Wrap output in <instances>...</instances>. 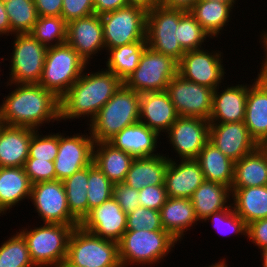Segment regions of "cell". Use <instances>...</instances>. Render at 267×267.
<instances>
[{"mask_svg":"<svg viewBox=\"0 0 267 267\" xmlns=\"http://www.w3.org/2000/svg\"><path fill=\"white\" fill-rule=\"evenodd\" d=\"M9 93L0 103V122L8 126L41 130L60 123V99L39 84L6 83ZM51 122V123H50Z\"/></svg>","mask_w":267,"mask_h":267,"instance_id":"1","label":"cell"},{"mask_svg":"<svg viewBox=\"0 0 267 267\" xmlns=\"http://www.w3.org/2000/svg\"><path fill=\"white\" fill-rule=\"evenodd\" d=\"M100 67L95 72L86 67L80 78L60 98L61 123L87 117L85 124L88 125L121 87L123 82L113 72Z\"/></svg>","mask_w":267,"mask_h":267,"instance_id":"2","label":"cell"},{"mask_svg":"<svg viewBox=\"0 0 267 267\" xmlns=\"http://www.w3.org/2000/svg\"><path fill=\"white\" fill-rule=\"evenodd\" d=\"M178 243L166 230H126L118 241L120 263L122 267L158 265Z\"/></svg>","mask_w":267,"mask_h":267,"instance_id":"3","label":"cell"},{"mask_svg":"<svg viewBox=\"0 0 267 267\" xmlns=\"http://www.w3.org/2000/svg\"><path fill=\"white\" fill-rule=\"evenodd\" d=\"M140 94L124 83L87 125L95 143L108 142L125 127L139 121Z\"/></svg>","mask_w":267,"mask_h":267,"instance_id":"4","label":"cell"},{"mask_svg":"<svg viewBox=\"0 0 267 267\" xmlns=\"http://www.w3.org/2000/svg\"><path fill=\"white\" fill-rule=\"evenodd\" d=\"M19 229L26 241L35 267H57L66 259L68 242L75 227L58 223H42ZM28 227V228H27Z\"/></svg>","mask_w":267,"mask_h":267,"instance_id":"5","label":"cell"},{"mask_svg":"<svg viewBox=\"0 0 267 267\" xmlns=\"http://www.w3.org/2000/svg\"><path fill=\"white\" fill-rule=\"evenodd\" d=\"M88 63L66 42L47 49L39 85L59 99L80 78Z\"/></svg>","mask_w":267,"mask_h":267,"instance_id":"6","label":"cell"},{"mask_svg":"<svg viewBox=\"0 0 267 267\" xmlns=\"http://www.w3.org/2000/svg\"><path fill=\"white\" fill-rule=\"evenodd\" d=\"M66 260L77 267H122L118 242L96 236L81 226L70 235Z\"/></svg>","mask_w":267,"mask_h":267,"instance_id":"7","label":"cell"},{"mask_svg":"<svg viewBox=\"0 0 267 267\" xmlns=\"http://www.w3.org/2000/svg\"><path fill=\"white\" fill-rule=\"evenodd\" d=\"M9 61V76L6 83L38 84L44 67L48 47L41 44L31 33L14 34Z\"/></svg>","mask_w":267,"mask_h":267,"instance_id":"8","label":"cell"},{"mask_svg":"<svg viewBox=\"0 0 267 267\" xmlns=\"http://www.w3.org/2000/svg\"><path fill=\"white\" fill-rule=\"evenodd\" d=\"M177 73L176 60L147 46L138 67L124 84L139 94L166 91L167 85Z\"/></svg>","mask_w":267,"mask_h":267,"instance_id":"9","label":"cell"},{"mask_svg":"<svg viewBox=\"0 0 267 267\" xmlns=\"http://www.w3.org/2000/svg\"><path fill=\"white\" fill-rule=\"evenodd\" d=\"M186 11L170 9L161 4L147 11L146 43L156 52L179 62L186 53L178 42V23Z\"/></svg>","mask_w":267,"mask_h":267,"instance_id":"10","label":"cell"},{"mask_svg":"<svg viewBox=\"0 0 267 267\" xmlns=\"http://www.w3.org/2000/svg\"><path fill=\"white\" fill-rule=\"evenodd\" d=\"M146 15L145 9L131 5L102 14L105 52L117 46L146 40Z\"/></svg>","mask_w":267,"mask_h":267,"instance_id":"11","label":"cell"},{"mask_svg":"<svg viewBox=\"0 0 267 267\" xmlns=\"http://www.w3.org/2000/svg\"><path fill=\"white\" fill-rule=\"evenodd\" d=\"M204 49L187 51L178 62V74L188 81L215 90L226 79L228 70L224 67V54L219 49Z\"/></svg>","mask_w":267,"mask_h":267,"instance_id":"12","label":"cell"},{"mask_svg":"<svg viewBox=\"0 0 267 267\" xmlns=\"http://www.w3.org/2000/svg\"><path fill=\"white\" fill-rule=\"evenodd\" d=\"M34 206L39 221L80 226V222L70 213L66 191L61 180L40 182L32 185L29 199Z\"/></svg>","mask_w":267,"mask_h":267,"instance_id":"13","label":"cell"},{"mask_svg":"<svg viewBox=\"0 0 267 267\" xmlns=\"http://www.w3.org/2000/svg\"><path fill=\"white\" fill-rule=\"evenodd\" d=\"M166 92L179 116L209 120L214 89L188 81L177 73Z\"/></svg>","mask_w":267,"mask_h":267,"instance_id":"14","label":"cell"},{"mask_svg":"<svg viewBox=\"0 0 267 267\" xmlns=\"http://www.w3.org/2000/svg\"><path fill=\"white\" fill-rule=\"evenodd\" d=\"M94 139L88 133L58 132V153L54 160L56 180L63 181L93 163Z\"/></svg>","mask_w":267,"mask_h":267,"instance_id":"15","label":"cell"},{"mask_svg":"<svg viewBox=\"0 0 267 267\" xmlns=\"http://www.w3.org/2000/svg\"><path fill=\"white\" fill-rule=\"evenodd\" d=\"M209 120L198 117L179 116L165 134L167 144L177 159H197L199 152L209 141Z\"/></svg>","mask_w":267,"mask_h":267,"instance_id":"16","label":"cell"},{"mask_svg":"<svg viewBox=\"0 0 267 267\" xmlns=\"http://www.w3.org/2000/svg\"><path fill=\"white\" fill-rule=\"evenodd\" d=\"M88 65L105 50L103 24L99 15L71 20L67 23L66 41ZM98 54V55H97Z\"/></svg>","mask_w":267,"mask_h":267,"instance_id":"17","label":"cell"},{"mask_svg":"<svg viewBox=\"0 0 267 267\" xmlns=\"http://www.w3.org/2000/svg\"><path fill=\"white\" fill-rule=\"evenodd\" d=\"M209 141L233 162L260 146L250 135L244 121L210 123Z\"/></svg>","mask_w":267,"mask_h":267,"instance_id":"18","label":"cell"},{"mask_svg":"<svg viewBox=\"0 0 267 267\" xmlns=\"http://www.w3.org/2000/svg\"><path fill=\"white\" fill-rule=\"evenodd\" d=\"M80 226L96 236L118 242L126 231L127 214L111 197L90 210Z\"/></svg>","mask_w":267,"mask_h":267,"instance_id":"19","label":"cell"},{"mask_svg":"<svg viewBox=\"0 0 267 267\" xmlns=\"http://www.w3.org/2000/svg\"><path fill=\"white\" fill-rule=\"evenodd\" d=\"M166 157L170 160L164 180L167 196L190 199L205 180L199 162L196 159L176 160L170 155Z\"/></svg>","mask_w":267,"mask_h":267,"instance_id":"20","label":"cell"},{"mask_svg":"<svg viewBox=\"0 0 267 267\" xmlns=\"http://www.w3.org/2000/svg\"><path fill=\"white\" fill-rule=\"evenodd\" d=\"M225 82L223 86H218L213 92L210 123L244 121L248 83L238 84L240 82H236L235 86L234 84L231 85V83L227 85V80Z\"/></svg>","mask_w":267,"mask_h":267,"instance_id":"21","label":"cell"},{"mask_svg":"<svg viewBox=\"0 0 267 267\" xmlns=\"http://www.w3.org/2000/svg\"><path fill=\"white\" fill-rule=\"evenodd\" d=\"M178 117L166 91L140 94L139 121L160 136H165Z\"/></svg>","mask_w":267,"mask_h":267,"instance_id":"22","label":"cell"},{"mask_svg":"<svg viewBox=\"0 0 267 267\" xmlns=\"http://www.w3.org/2000/svg\"><path fill=\"white\" fill-rule=\"evenodd\" d=\"M161 136L140 121L129 125L108 142L116 149L127 152L134 158L150 157L160 153ZM160 142H159V141ZM159 144V145H158ZM157 152V153H156Z\"/></svg>","mask_w":267,"mask_h":267,"instance_id":"23","label":"cell"},{"mask_svg":"<svg viewBox=\"0 0 267 267\" xmlns=\"http://www.w3.org/2000/svg\"><path fill=\"white\" fill-rule=\"evenodd\" d=\"M244 124L260 146L267 144V84L258 76L248 84Z\"/></svg>","mask_w":267,"mask_h":267,"instance_id":"24","label":"cell"},{"mask_svg":"<svg viewBox=\"0 0 267 267\" xmlns=\"http://www.w3.org/2000/svg\"><path fill=\"white\" fill-rule=\"evenodd\" d=\"M35 131L33 128L0 124V167H24Z\"/></svg>","mask_w":267,"mask_h":267,"instance_id":"25","label":"cell"},{"mask_svg":"<svg viewBox=\"0 0 267 267\" xmlns=\"http://www.w3.org/2000/svg\"><path fill=\"white\" fill-rule=\"evenodd\" d=\"M159 212L164 230L179 244L182 243L186 232L199 224L194 213L193 203L189 198L168 197Z\"/></svg>","mask_w":267,"mask_h":267,"instance_id":"26","label":"cell"},{"mask_svg":"<svg viewBox=\"0 0 267 267\" xmlns=\"http://www.w3.org/2000/svg\"><path fill=\"white\" fill-rule=\"evenodd\" d=\"M31 190L32 183L24 167H0V216L11 212L23 200L29 202Z\"/></svg>","mask_w":267,"mask_h":267,"instance_id":"27","label":"cell"},{"mask_svg":"<svg viewBox=\"0 0 267 267\" xmlns=\"http://www.w3.org/2000/svg\"><path fill=\"white\" fill-rule=\"evenodd\" d=\"M169 161L162 152L155 156L135 158L124 183L138 191L149 185L164 184Z\"/></svg>","mask_w":267,"mask_h":267,"instance_id":"28","label":"cell"},{"mask_svg":"<svg viewBox=\"0 0 267 267\" xmlns=\"http://www.w3.org/2000/svg\"><path fill=\"white\" fill-rule=\"evenodd\" d=\"M231 194V188L224 184L204 180L190 198L199 223L214 212L227 209L231 205Z\"/></svg>","mask_w":267,"mask_h":267,"instance_id":"29","label":"cell"},{"mask_svg":"<svg viewBox=\"0 0 267 267\" xmlns=\"http://www.w3.org/2000/svg\"><path fill=\"white\" fill-rule=\"evenodd\" d=\"M135 158L109 142L94 144L93 163L113 183L124 182Z\"/></svg>","mask_w":267,"mask_h":267,"instance_id":"30","label":"cell"},{"mask_svg":"<svg viewBox=\"0 0 267 267\" xmlns=\"http://www.w3.org/2000/svg\"><path fill=\"white\" fill-rule=\"evenodd\" d=\"M267 185V147L255 151L234 162V180L231 188Z\"/></svg>","mask_w":267,"mask_h":267,"instance_id":"31","label":"cell"},{"mask_svg":"<svg viewBox=\"0 0 267 267\" xmlns=\"http://www.w3.org/2000/svg\"><path fill=\"white\" fill-rule=\"evenodd\" d=\"M231 204L246 224L267 218V185L231 188Z\"/></svg>","mask_w":267,"mask_h":267,"instance_id":"32","label":"cell"},{"mask_svg":"<svg viewBox=\"0 0 267 267\" xmlns=\"http://www.w3.org/2000/svg\"><path fill=\"white\" fill-rule=\"evenodd\" d=\"M233 8L229 3L198 0L189 12L202 28L215 39L222 35L223 31H227L226 27L234 19L232 14L236 10Z\"/></svg>","mask_w":267,"mask_h":267,"instance_id":"33","label":"cell"},{"mask_svg":"<svg viewBox=\"0 0 267 267\" xmlns=\"http://www.w3.org/2000/svg\"><path fill=\"white\" fill-rule=\"evenodd\" d=\"M206 181L218 182L231 188L234 180V162L208 141L196 159Z\"/></svg>","mask_w":267,"mask_h":267,"instance_id":"34","label":"cell"},{"mask_svg":"<svg viewBox=\"0 0 267 267\" xmlns=\"http://www.w3.org/2000/svg\"><path fill=\"white\" fill-rule=\"evenodd\" d=\"M147 47L146 40L109 49L104 57L107 69L113 72L123 83L138 67L140 58Z\"/></svg>","mask_w":267,"mask_h":267,"instance_id":"35","label":"cell"},{"mask_svg":"<svg viewBox=\"0 0 267 267\" xmlns=\"http://www.w3.org/2000/svg\"><path fill=\"white\" fill-rule=\"evenodd\" d=\"M70 213L81 223L88 215V166L63 181Z\"/></svg>","mask_w":267,"mask_h":267,"instance_id":"36","label":"cell"},{"mask_svg":"<svg viewBox=\"0 0 267 267\" xmlns=\"http://www.w3.org/2000/svg\"><path fill=\"white\" fill-rule=\"evenodd\" d=\"M11 25V36L31 33L38 19L33 0H3Z\"/></svg>","mask_w":267,"mask_h":267,"instance_id":"37","label":"cell"},{"mask_svg":"<svg viewBox=\"0 0 267 267\" xmlns=\"http://www.w3.org/2000/svg\"><path fill=\"white\" fill-rule=\"evenodd\" d=\"M177 29V40L185 52L205 48V43L213 39L189 11L181 16Z\"/></svg>","mask_w":267,"mask_h":267,"instance_id":"38","label":"cell"},{"mask_svg":"<svg viewBox=\"0 0 267 267\" xmlns=\"http://www.w3.org/2000/svg\"><path fill=\"white\" fill-rule=\"evenodd\" d=\"M31 35L47 47L66 43L67 22L62 17L39 16Z\"/></svg>","mask_w":267,"mask_h":267,"instance_id":"39","label":"cell"},{"mask_svg":"<svg viewBox=\"0 0 267 267\" xmlns=\"http://www.w3.org/2000/svg\"><path fill=\"white\" fill-rule=\"evenodd\" d=\"M0 267H35L26 241L18 230L0 245Z\"/></svg>","mask_w":267,"mask_h":267,"instance_id":"40","label":"cell"},{"mask_svg":"<svg viewBox=\"0 0 267 267\" xmlns=\"http://www.w3.org/2000/svg\"><path fill=\"white\" fill-rule=\"evenodd\" d=\"M88 214L93 208L100 206L113 195L114 184L94 164L88 166Z\"/></svg>","mask_w":267,"mask_h":267,"instance_id":"41","label":"cell"},{"mask_svg":"<svg viewBox=\"0 0 267 267\" xmlns=\"http://www.w3.org/2000/svg\"><path fill=\"white\" fill-rule=\"evenodd\" d=\"M206 222H212L211 227L220 235L231 236L232 234V236L236 235V238H240V235L247 237V224L237 215L232 204L227 209L209 215L202 223Z\"/></svg>","mask_w":267,"mask_h":267,"instance_id":"42","label":"cell"},{"mask_svg":"<svg viewBox=\"0 0 267 267\" xmlns=\"http://www.w3.org/2000/svg\"><path fill=\"white\" fill-rule=\"evenodd\" d=\"M40 131V132H39ZM36 130L31 137L29 144V157L38 160L54 161L58 153V133Z\"/></svg>","mask_w":267,"mask_h":267,"instance_id":"43","label":"cell"},{"mask_svg":"<svg viewBox=\"0 0 267 267\" xmlns=\"http://www.w3.org/2000/svg\"><path fill=\"white\" fill-rule=\"evenodd\" d=\"M144 229L148 231L164 230L159 211L139 206L127 215L126 230L139 231Z\"/></svg>","mask_w":267,"mask_h":267,"instance_id":"44","label":"cell"},{"mask_svg":"<svg viewBox=\"0 0 267 267\" xmlns=\"http://www.w3.org/2000/svg\"><path fill=\"white\" fill-rule=\"evenodd\" d=\"M24 170L32 185L40 182L56 180L54 161L27 158L24 164Z\"/></svg>","mask_w":267,"mask_h":267,"instance_id":"45","label":"cell"},{"mask_svg":"<svg viewBox=\"0 0 267 267\" xmlns=\"http://www.w3.org/2000/svg\"><path fill=\"white\" fill-rule=\"evenodd\" d=\"M112 197L127 215L140 206L139 191L124 182L114 184Z\"/></svg>","mask_w":267,"mask_h":267,"instance_id":"46","label":"cell"},{"mask_svg":"<svg viewBox=\"0 0 267 267\" xmlns=\"http://www.w3.org/2000/svg\"><path fill=\"white\" fill-rule=\"evenodd\" d=\"M168 199L164 184L149 185L139 190V203L148 209L159 211Z\"/></svg>","mask_w":267,"mask_h":267,"instance_id":"47","label":"cell"},{"mask_svg":"<svg viewBox=\"0 0 267 267\" xmlns=\"http://www.w3.org/2000/svg\"><path fill=\"white\" fill-rule=\"evenodd\" d=\"M94 14L93 0H63L61 17L68 23L71 20Z\"/></svg>","mask_w":267,"mask_h":267,"instance_id":"48","label":"cell"},{"mask_svg":"<svg viewBox=\"0 0 267 267\" xmlns=\"http://www.w3.org/2000/svg\"><path fill=\"white\" fill-rule=\"evenodd\" d=\"M247 239L259 249L267 247V218L247 224Z\"/></svg>","mask_w":267,"mask_h":267,"instance_id":"49","label":"cell"},{"mask_svg":"<svg viewBox=\"0 0 267 267\" xmlns=\"http://www.w3.org/2000/svg\"><path fill=\"white\" fill-rule=\"evenodd\" d=\"M38 16L61 17L63 0H33Z\"/></svg>","mask_w":267,"mask_h":267,"instance_id":"50","label":"cell"},{"mask_svg":"<svg viewBox=\"0 0 267 267\" xmlns=\"http://www.w3.org/2000/svg\"><path fill=\"white\" fill-rule=\"evenodd\" d=\"M93 1H94V14L99 16L128 6L127 0H93Z\"/></svg>","mask_w":267,"mask_h":267,"instance_id":"51","label":"cell"},{"mask_svg":"<svg viewBox=\"0 0 267 267\" xmlns=\"http://www.w3.org/2000/svg\"><path fill=\"white\" fill-rule=\"evenodd\" d=\"M262 31H260L261 34L258 35V39L261 48H263L261 50H263L262 54H264V56L260 63V70H257L258 74L256 76H258L265 84H267V30L263 29Z\"/></svg>","mask_w":267,"mask_h":267,"instance_id":"52","label":"cell"},{"mask_svg":"<svg viewBox=\"0 0 267 267\" xmlns=\"http://www.w3.org/2000/svg\"><path fill=\"white\" fill-rule=\"evenodd\" d=\"M197 1L198 0H161V5L170 9L190 11Z\"/></svg>","mask_w":267,"mask_h":267,"instance_id":"53","label":"cell"},{"mask_svg":"<svg viewBox=\"0 0 267 267\" xmlns=\"http://www.w3.org/2000/svg\"><path fill=\"white\" fill-rule=\"evenodd\" d=\"M11 35V25L6 13L5 5L3 0H0V36Z\"/></svg>","mask_w":267,"mask_h":267,"instance_id":"54","label":"cell"},{"mask_svg":"<svg viewBox=\"0 0 267 267\" xmlns=\"http://www.w3.org/2000/svg\"><path fill=\"white\" fill-rule=\"evenodd\" d=\"M128 5L139 6L149 11L161 4V0H127Z\"/></svg>","mask_w":267,"mask_h":267,"instance_id":"55","label":"cell"},{"mask_svg":"<svg viewBox=\"0 0 267 267\" xmlns=\"http://www.w3.org/2000/svg\"><path fill=\"white\" fill-rule=\"evenodd\" d=\"M204 267H228V263H227L226 258L223 257V259L221 258L217 262L216 261L214 263L212 262V264L208 266L205 265Z\"/></svg>","mask_w":267,"mask_h":267,"instance_id":"56","label":"cell"},{"mask_svg":"<svg viewBox=\"0 0 267 267\" xmlns=\"http://www.w3.org/2000/svg\"><path fill=\"white\" fill-rule=\"evenodd\" d=\"M260 255H261V263H262V266L261 267H267V247L266 248H263V249H260Z\"/></svg>","mask_w":267,"mask_h":267,"instance_id":"57","label":"cell"},{"mask_svg":"<svg viewBox=\"0 0 267 267\" xmlns=\"http://www.w3.org/2000/svg\"><path fill=\"white\" fill-rule=\"evenodd\" d=\"M205 1H214V2H221V3H229L231 4L233 7H236L235 5L238 4L237 0H205Z\"/></svg>","mask_w":267,"mask_h":267,"instance_id":"58","label":"cell"},{"mask_svg":"<svg viewBox=\"0 0 267 267\" xmlns=\"http://www.w3.org/2000/svg\"><path fill=\"white\" fill-rule=\"evenodd\" d=\"M57 267H77V266H74L72 264H70L66 259L61 262Z\"/></svg>","mask_w":267,"mask_h":267,"instance_id":"59","label":"cell"},{"mask_svg":"<svg viewBox=\"0 0 267 267\" xmlns=\"http://www.w3.org/2000/svg\"><path fill=\"white\" fill-rule=\"evenodd\" d=\"M1 66H2V63L0 62V68H1ZM2 71V69H0V72ZM1 75V74H0ZM1 77V76H0ZM1 80V79H0Z\"/></svg>","mask_w":267,"mask_h":267,"instance_id":"60","label":"cell"}]
</instances>
